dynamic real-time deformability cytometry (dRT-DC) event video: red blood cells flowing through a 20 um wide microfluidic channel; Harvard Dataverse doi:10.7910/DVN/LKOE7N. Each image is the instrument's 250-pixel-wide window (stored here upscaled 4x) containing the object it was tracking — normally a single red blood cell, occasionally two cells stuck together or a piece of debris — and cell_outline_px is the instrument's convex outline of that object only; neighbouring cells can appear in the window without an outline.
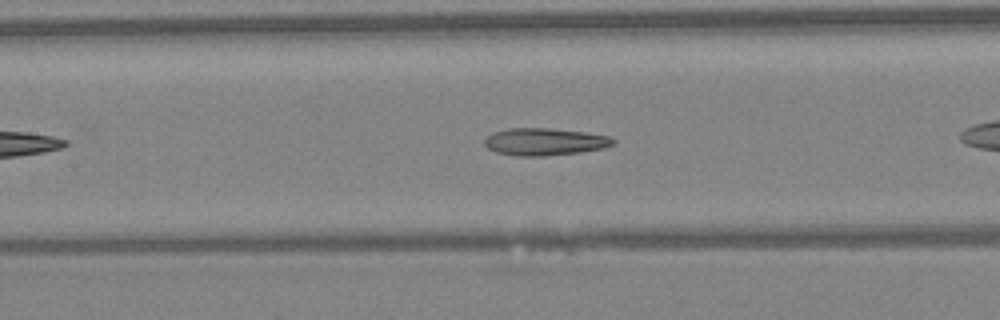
{"species": "Egyptian fruit bat (a non-hibernating species)", "species_latin": "Rousettus aegyptiacus", "temperature_condition": "warm", "stored_images_in_passage": 24, "camera_frame_rate_fps": 3000, "um_per_image_px": 0.085, "animal": {"sex": "female"}, "frame": {"image": 1, "passage_image": 8, "time_ms": 2.333, "image_size_px": [1000, 320], "cell_outline_px": [[616, 140], [612, 144], [604, 148], [580, 152], [544, 156], [516, 156], [496, 152], [488, 148], [484, 144], [484, 140], [492, 132], [508, 128], [548, 128], [584, 132], [608, 136]], "centroid_in_image_um": [46.26, 12.05], "position_along_channel_um": 161.1, "area_um2": 20.4}}
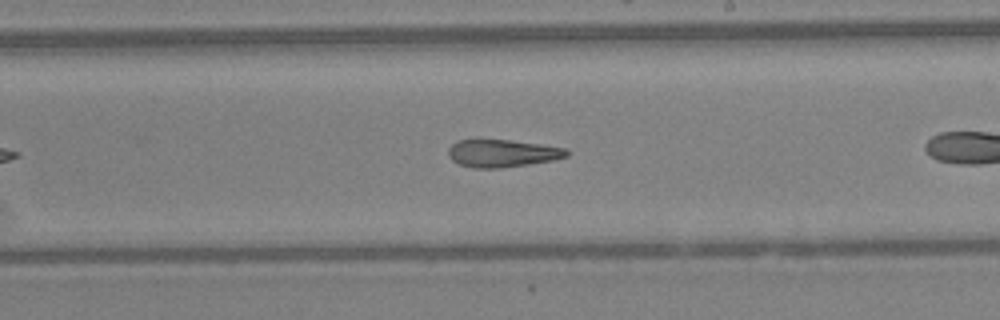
{"frame": {"image": 2, "passage_image": 14, "time_ms": 4.333, "image_size_px": [1000, 320], "cell_outline_px": [[568, 156], [552, 160], [528, 164], [500, 168], [472, 168], [460, 164], [452, 160], [448, 156], [448, 148], [456, 140], [508, 140], [540, 144], [564, 148], [568, 152]], "centroid_in_image_um": [42.65, 13.03], "position_along_channel_um": 246.4, "area_um2": 18.84}}
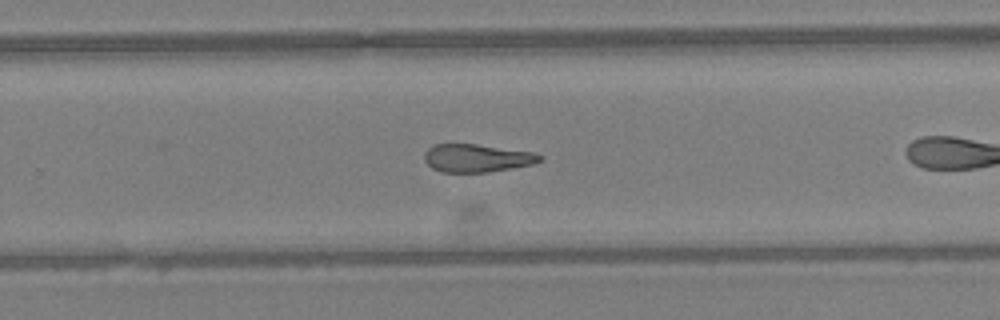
{"frame": {"image": 3, "passage_image": 17, "time_ms": 5.333, "image_size_px": [1000, 320], "cell_outline_px": [[544, 160], [532, 164], [512, 168], [488, 172], [440, 172], [432, 168], [424, 160], [424, 152], [432, 144], [476, 144], [532, 152], [544, 156]], "centroid_in_image_um": [40.52, 13.44], "position_along_channel_um": 289.3, "area_um2": 18.9}}